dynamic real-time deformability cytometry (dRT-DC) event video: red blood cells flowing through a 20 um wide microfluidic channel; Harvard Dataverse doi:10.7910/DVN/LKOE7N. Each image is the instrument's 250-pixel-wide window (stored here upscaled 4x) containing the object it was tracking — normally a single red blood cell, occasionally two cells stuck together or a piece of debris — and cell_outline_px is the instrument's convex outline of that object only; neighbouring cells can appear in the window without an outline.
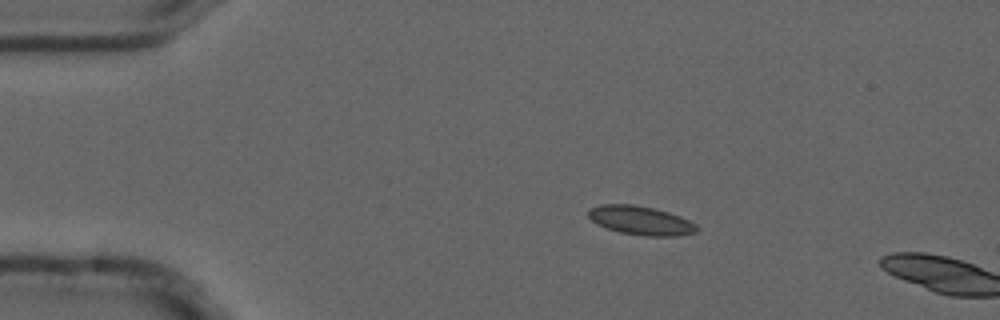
{"species": "common noctule bat (a hibernating species)", "species_latin": "Nyctalus noctula", "temperature_condition": "cold", "stored_images_in_passage": 2, "camera_frame_rate_fps": 3000, "um_per_image_px": 0.085, "animal": {"sex": "male", "forearm_length_mm": 52.5}, "frame": {"image": 1, "passage_image": 1, "time_ms": 0.0, "image_size_px": [1000, 320], "cell_outline_px": [[700, 228], [696, 232], [676, 236], [644, 236], [620, 232], [596, 224], [588, 216], [588, 208], [600, 204], [632, 204], [652, 208], [668, 212], [680, 216], [696, 224]], "centroid_in_image_um": [54.45, 18.74], "position_along_channel_um": 30.5, "area_um2": 18.26}}